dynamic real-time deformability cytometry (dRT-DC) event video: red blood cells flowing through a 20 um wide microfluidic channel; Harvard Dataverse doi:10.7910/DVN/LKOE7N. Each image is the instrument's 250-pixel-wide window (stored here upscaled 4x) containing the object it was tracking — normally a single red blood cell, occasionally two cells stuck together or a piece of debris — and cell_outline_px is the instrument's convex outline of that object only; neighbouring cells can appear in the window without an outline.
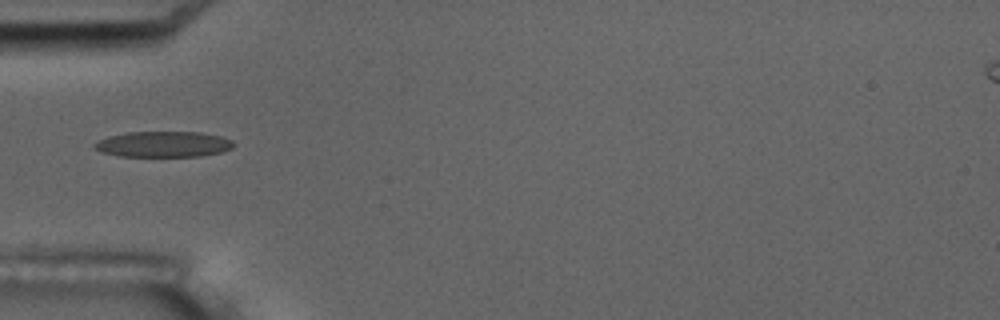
{"species": "common noctule bat (a hibernating species)", "species_latin": "Nyctalus noctula", "temperature_condition": "room temperature", "stored_images_in_passage": 9, "camera_frame_rate_fps": 3000, "um_per_image_px": 0.085, "animal": {"sex": "male", "body_mass_g": 17.5, "forearm_length_mm": 52.3}, "frame": {"image": 1, "passage_image": 6, "time_ms": 5.667, "image_size_px": [1000, 320], "cell_outline_px": [[236, 144], [232, 148], [220, 152], [200, 156], [120, 156], [100, 152], [92, 148], [92, 144], [108, 136], [128, 132], [200, 132], [220, 136], [232, 140]], "centroid_in_image_um": [13.86, 12.26], "position_along_channel_um": 71.1, "area_um2": 20.92}}
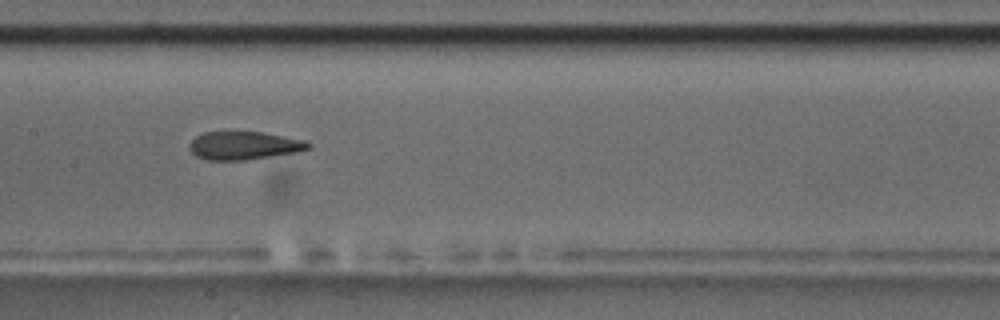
{"frame": {"image": 2, "passage_image": 9, "time_ms": 9.0, "image_size_px": [1000, 320], "cell_outline_px": [[312, 144], [308, 148], [296, 152], [244, 160], [208, 160], [196, 156], [188, 148], [188, 144], [196, 136], [204, 132], [264, 132], [304, 140]], "centroid_in_image_um": [20.7, 12.37], "position_along_channel_um": 186.7, "area_um2": 19.36}}